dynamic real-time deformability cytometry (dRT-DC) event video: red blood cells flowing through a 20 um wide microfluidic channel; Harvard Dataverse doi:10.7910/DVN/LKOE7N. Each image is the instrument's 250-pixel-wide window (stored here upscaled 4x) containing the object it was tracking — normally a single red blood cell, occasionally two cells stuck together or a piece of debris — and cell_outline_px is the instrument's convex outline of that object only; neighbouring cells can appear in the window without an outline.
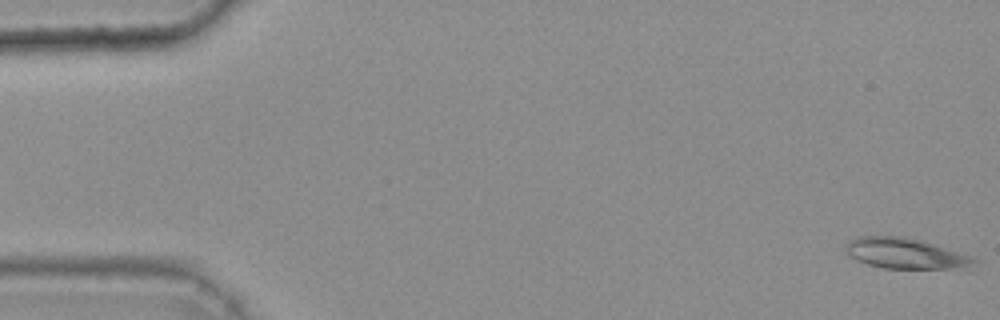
{"species": "common noctule bat (a hibernating species)", "species_latin": "Nyctalus noctula", "temperature_condition": "warm", "stored_images_in_passage": 45, "camera_frame_rate_fps": 3000, "um_per_image_px": 0.085, "animal": {"sex": "female", "body_mass_g": 25.1}, "frame": {"image": 1, "passage_image": 1, "time_ms": 0.0, "image_size_px": [1000, 320], "cell_outline_px": [[980, 260], [956, 268], [884, 268], [868, 264], [856, 260], [848, 256], [844, 248], [844, 244], [848, 240], [856, 236], [904, 236], [920, 240], [972, 256]], "centroid_in_image_um": [76.83, 21.52], "position_along_channel_um": 8.2, "area_um2": 22.66}}
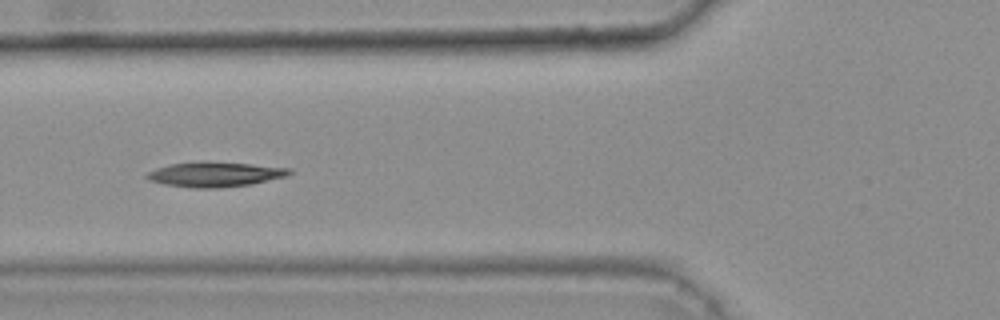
{"frame": {"image": 2, "passage_image": 20, "time_ms": 6.333, "image_size_px": [1000, 320], "cell_outline_px": [[292, 172], [284, 176], [252, 184], [220, 188], [192, 188], [164, 184], [148, 180], [144, 176], [148, 172], [156, 168], [172, 164], [252, 164], [292, 168]], "centroid_in_image_um": [18.27, 14.87], "position_along_channel_um": 107.5, "area_um2": 19.71}}
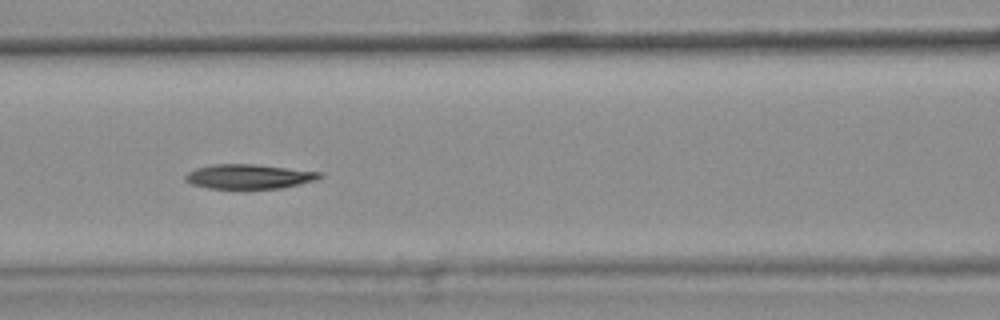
{"frame": {"image": 3, "passage_image": 23, "time_ms": 7.333, "image_size_px": [1000, 320], "cell_outline_px": [[324, 176], [316, 180], [300, 184], [280, 188], [208, 188], [192, 184], [184, 180], [184, 176], [188, 172], [196, 168], [212, 164], [256, 164], [324, 172]], "centroid_in_image_um": [21.19, 14.99], "position_along_channel_um": 145.4, "area_um2": 19.31}, "authors_computed_cell_mechanics": {"area_um2": 20.23, "velocity_mm_per_s": 3.8012, "shape_relaxation_time_tau1_ms": 11.0604, "shape_relaxation_time_tau2_ms": null, "deformation_change_tau1": 0.2431, "deformation_change_tau2": null}}